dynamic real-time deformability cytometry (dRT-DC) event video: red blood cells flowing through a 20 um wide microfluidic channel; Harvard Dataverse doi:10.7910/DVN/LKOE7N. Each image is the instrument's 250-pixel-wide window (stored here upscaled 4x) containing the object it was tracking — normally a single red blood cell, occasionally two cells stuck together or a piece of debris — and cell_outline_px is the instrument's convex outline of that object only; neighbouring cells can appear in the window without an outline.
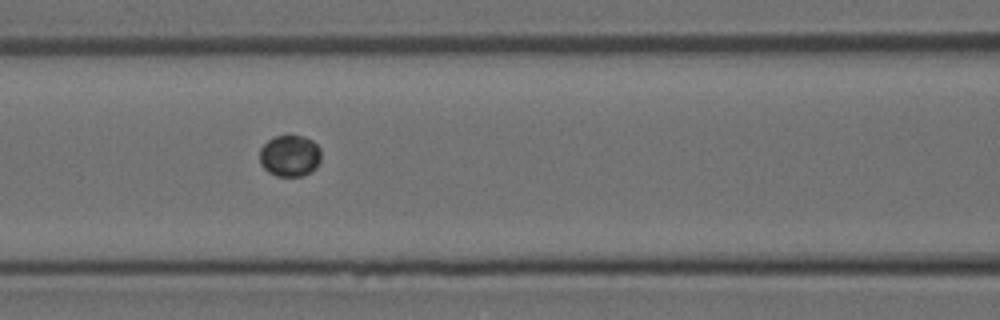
{"species": "Egyptian fruit bat (a non-hibernating species)", "species_latin": "Rousettus aegyptiacus", "temperature_condition": "room temperature", "stored_images_in_passage": 7, "segment_of_instrument_passage": [1, 2], "camera_frame_rate_fps": 3000, "um_per_image_px": 0.085, "animal": {"sex": "female"}, "frame": {"image": 1, "passage_image": 4, "time_ms": 1.0, "image_size_px": [1000, 320], "cell_outline_px": [[320, 160], [316, 168], [304, 176], [276, 176], [268, 172], [260, 164], [260, 148], [268, 140], [276, 136], [304, 136], [312, 140], [320, 148]], "centroid_in_image_um": [24.63, 13.25], "position_along_channel_um": 142.0, "area_um2": 14.91}}
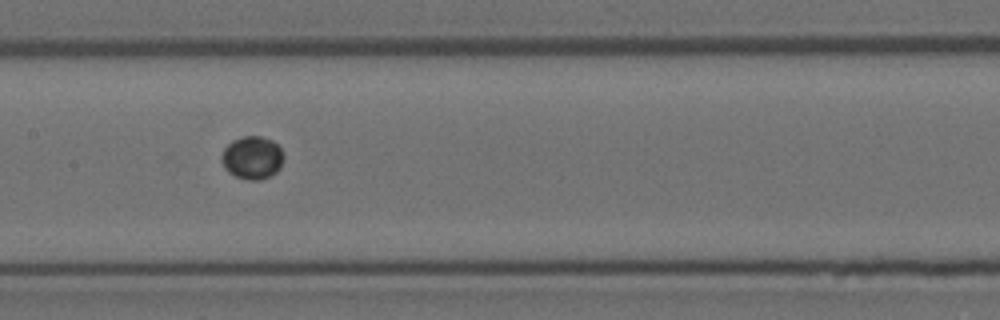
{"frame": {"image": 2, "passage_image": 5, "time_ms": 1.333, "image_size_px": [1000, 320], "cell_outline_px": [[284, 156], [280, 168], [276, 172], [260, 180], [248, 180], [236, 176], [228, 172], [224, 168], [220, 156], [224, 148], [232, 140], [244, 136], [260, 136], [272, 140], [280, 148]], "centroid_in_image_um": [21.42, 13.4], "position_along_channel_um": 186.0, "area_um2": 15.55}}
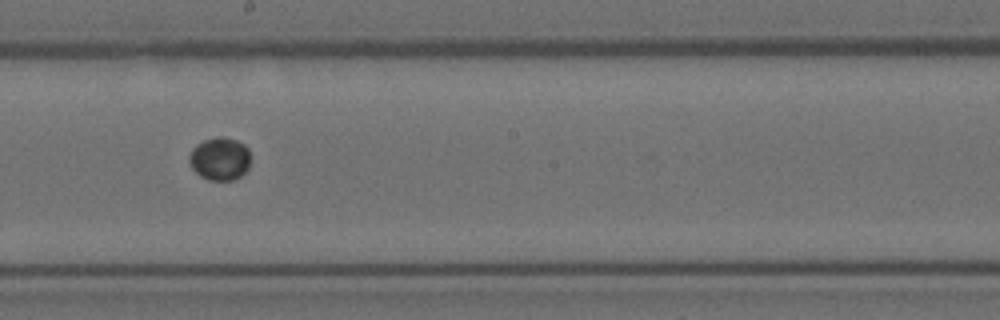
{"frame": {"image": 3, "passage_image": 6, "time_ms": 1.667, "image_size_px": [1000, 320], "cell_outline_px": [[248, 168], [240, 176], [232, 180], [208, 180], [200, 176], [192, 168], [188, 160], [188, 156], [192, 148], [196, 144], [204, 140], [216, 136], [224, 136], [236, 140], [244, 144], [248, 148]], "centroid_in_image_um": [18.64, 13.48], "position_along_channel_um": 229.6, "area_um2": 15.37}}